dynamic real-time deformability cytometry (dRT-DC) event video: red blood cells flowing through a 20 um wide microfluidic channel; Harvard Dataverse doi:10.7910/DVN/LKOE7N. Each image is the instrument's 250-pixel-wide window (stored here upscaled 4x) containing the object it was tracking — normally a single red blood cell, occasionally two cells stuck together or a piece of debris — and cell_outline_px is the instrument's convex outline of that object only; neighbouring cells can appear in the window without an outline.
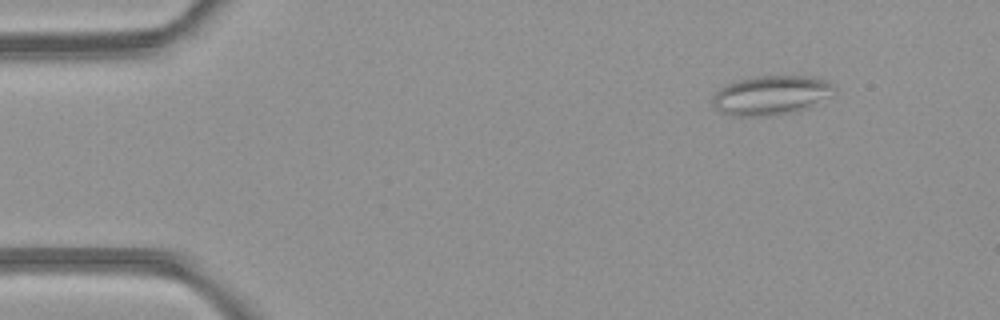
{"species": "common noctule bat (a hibernating species)", "species_latin": "Nyctalus noctula", "temperature_condition": "room temperature", "stored_images_in_passage": 44, "camera_frame_rate_fps": 3000, "um_per_image_px": 0.085, "animal": {"sex": "female", "body_mass_g": 21.9}, "frame": {"image": 1, "passage_image": 1, "time_ms": 0.0, "image_size_px": [1000, 320], "cell_outline_px": [[836, 88], [828, 96], [796, 112], [768, 116], [732, 116], [720, 112], [712, 104], [712, 96], [720, 88], [728, 84], [740, 80], [760, 76], [812, 76], [824, 80], [832, 84]], "centroid_in_image_um": [65.49, 8.1], "position_along_channel_um": 19.5, "area_um2": 27.51}}
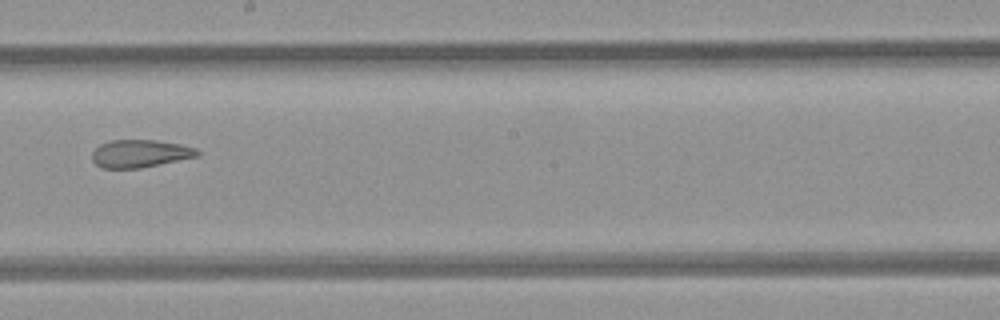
{"frame": {"image": 2, "passage_image": 23, "time_ms": 7.333, "image_size_px": [1000, 320], "cell_outline_px": [[200, 156], [140, 168], [100, 168], [92, 160], [92, 152], [100, 144], [112, 140], [156, 140], [180, 144], [196, 148], [200, 152]], "centroid_in_image_um": [11.91, 13.05], "position_along_channel_um": 236.3, "area_um2": 17.05}}
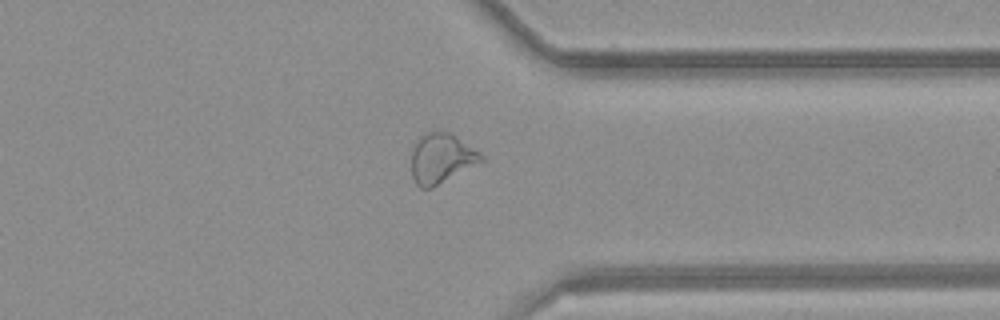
{"frame": {"image": 3, "passage_image": 33, "time_ms": 10.667, "image_size_px": [1000, 320], "cell_outline_px": [[484, 160], [432, 188], [420, 188], [416, 184], [412, 176], [412, 148], [416, 140], [424, 132], [448, 132], [480, 152], [484, 156]], "centroid_in_image_um": [37.48, 13.47], "position_along_channel_um": 373.9, "area_um2": 20.06}, "authors_computed_cell_mechanics": {"area_um2": 21.0681, "velocity_mm_per_s": 4.2343, "shape_relaxation_time_tau1_ms": null, "shape_relaxation_time_tau2_ms": 2.2184, "deformation_change_tau1": null, "deformation_change_tau2": 0.0949}}